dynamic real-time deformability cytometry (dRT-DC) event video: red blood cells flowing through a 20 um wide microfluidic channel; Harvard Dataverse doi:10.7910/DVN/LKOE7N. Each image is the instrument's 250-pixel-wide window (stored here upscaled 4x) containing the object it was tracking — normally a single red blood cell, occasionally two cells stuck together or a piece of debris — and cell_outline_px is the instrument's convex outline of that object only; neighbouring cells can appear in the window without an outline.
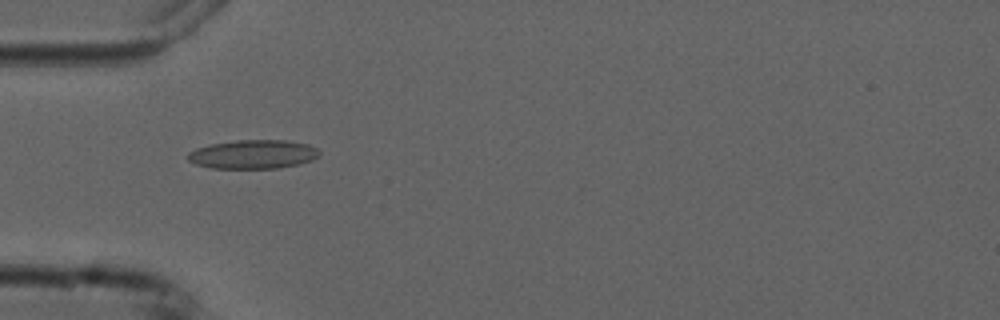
{"species": "common noctule bat (a hibernating species)", "species_latin": "Nyctalus noctula", "temperature_condition": "cold", "stored_images_in_passage": 6, "camera_frame_rate_fps": 3000, "um_per_image_px": 0.085, "animal": {"sex": "male", "forearm_length_mm": 52.5}, "frame": {"image": 1, "passage_image": 5, "time_ms": 4.667, "image_size_px": [1000, 320], "cell_outline_px": [[320, 156], [312, 160], [300, 164], [280, 168], [212, 168], [196, 164], [188, 160], [188, 152], [196, 148], [212, 144], [236, 140], [284, 140], [308, 144], [316, 148], [320, 152]], "centroid_in_image_um": [21.54, 13.12], "position_along_channel_um": 63.5, "area_um2": 22.14}}
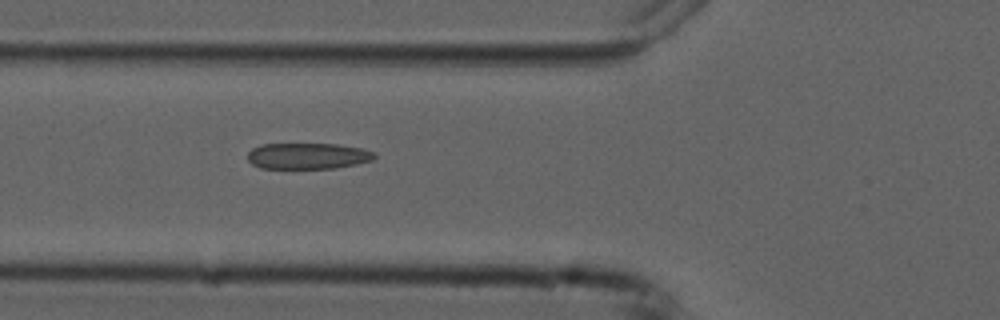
{"frame": {"image": 2, "passage_image": 6, "time_ms": 5.667, "image_size_px": [1000, 320], "cell_outline_px": [[376, 156], [372, 160], [356, 164], [336, 168], [260, 168], [252, 164], [248, 160], [248, 152], [252, 148], [260, 144], [336, 144], [360, 148], [372, 152]], "centroid_in_image_um": [26.12, 13.26], "position_along_channel_um": 99.7, "area_um2": 19.19}}